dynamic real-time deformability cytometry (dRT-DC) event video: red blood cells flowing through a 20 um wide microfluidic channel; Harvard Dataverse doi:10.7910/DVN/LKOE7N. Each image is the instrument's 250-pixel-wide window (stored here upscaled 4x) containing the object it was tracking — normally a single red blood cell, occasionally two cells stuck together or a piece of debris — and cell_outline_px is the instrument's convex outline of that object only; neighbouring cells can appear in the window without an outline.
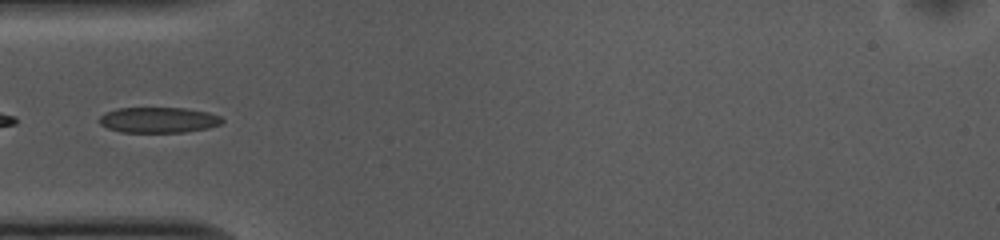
{"species": "common noctule bat (a hibernating species)", "species_latin": "Nyctalus noctula", "temperature_condition": "cold", "stored_images_in_passage": 14, "camera_frame_rate_fps": 3000, "um_per_image_px": 0.085, "animal": {"sex": "female", "body_mass_g": 10.0, "forearm_length_mm": 53.1}, "frame": {"image": 1, "passage_image": 1, "time_ms": 0.0, "image_size_px": [1000, 240], "cell_outline_px": [[224, 120], [220, 124], [208, 128], [184, 132], [120, 132], [108, 128], [100, 124], [100, 116], [108, 112], [120, 108], [184, 108], [208, 112], [220, 116]], "centroid_in_image_um": [13.5, 10.2], "position_along_channel_um": 71.5, "area_um2": 18.15}}
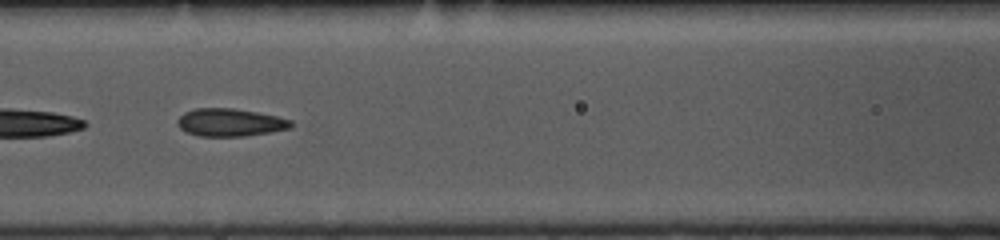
{"frame": {"image": 2, "passage_image": 7, "time_ms": 2.0, "image_size_px": [1000, 240], "cell_outline_px": [[292, 128], [272, 132], [244, 136], [200, 136], [188, 132], [180, 128], [176, 124], [176, 120], [184, 112], [196, 108], [232, 108], [256, 112], [276, 116], [292, 120]], "centroid_in_image_um": [19.56, 10.41], "position_along_channel_um": 147.0, "area_um2": 18.38}}